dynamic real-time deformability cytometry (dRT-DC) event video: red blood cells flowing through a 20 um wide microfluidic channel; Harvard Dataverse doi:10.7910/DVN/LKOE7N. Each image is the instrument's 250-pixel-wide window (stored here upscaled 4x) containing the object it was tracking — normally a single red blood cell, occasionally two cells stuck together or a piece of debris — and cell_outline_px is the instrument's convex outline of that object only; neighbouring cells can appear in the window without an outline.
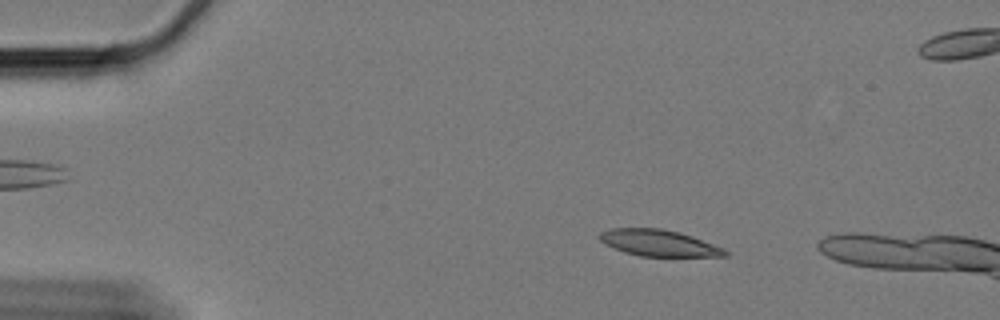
{"species": "Egyptian fruit bat (a non-hibernating species)", "species_latin": "Rousettus aegyptiacus", "temperature_condition": "cold", "stored_images_in_passage": 17, "camera_frame_rate_fps": 3000, "um_per_image_px": 0.085, "animal": {"sex": "female"}, "frame": {"image": 1, "passage_image": 10, "time_ms": 3.0, "image_size_px": [1000, 320], "cell_outline_px": [[728, 256], [640, 256], [624, 252], [604, 244], [596, 236], [600, 232], [608, 228], [660, 228], [692, 236], [724, 248], [728, 252]], "centroid_in_image_um": [55.94, 20.65], "position_along_channel_um": 29.1, "area_um2": 19.31}}